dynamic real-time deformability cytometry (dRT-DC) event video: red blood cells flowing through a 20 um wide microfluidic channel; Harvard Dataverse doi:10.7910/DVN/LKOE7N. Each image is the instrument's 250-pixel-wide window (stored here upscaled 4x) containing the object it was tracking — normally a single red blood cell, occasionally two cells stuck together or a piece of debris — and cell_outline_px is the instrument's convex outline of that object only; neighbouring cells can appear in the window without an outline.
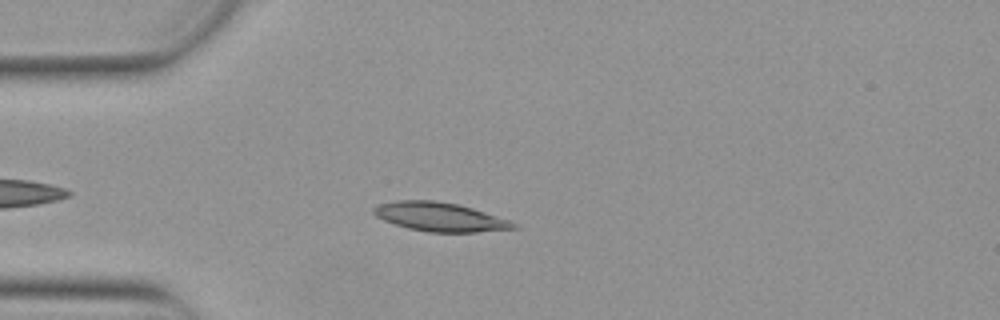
{"species": "Egyptian fruit bat (a non-hibernating species)", "species_latin": "Rousettus aegyptiacus", "temperature_condition": "warm", "stored_images_in_passage": 38, "camera_frame_rate_fps": 3000, "um_per_image_px": 0.085, "animal": {"sex": "female"}, "frame": {"image": 1, "passage_image": 7, "time_ms": 2.0, "image_size_px": [1000, 320], "cell_outline_px": [[520, 228], [476, 232], [428, 232], [408, 228], [384, 220], [376, 216], [372, 212], [372, 208], [380, 204], [396, 200], [432, 200], [456, 204], [472, 208], [512, 220], [520, 224]], "centroid_in_image_um": [37.45, 18.44], "position_along_channel_um": 47.5, "area_um2": 23.64}}
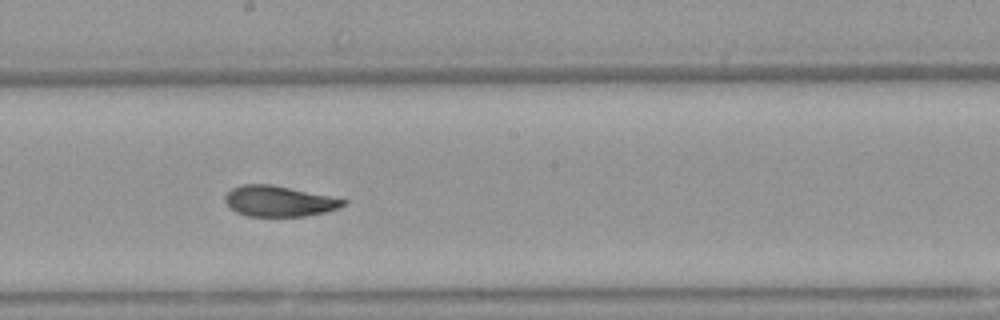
{"frame": {"image": 2, "passage_image": 22, "time_ms": 7.0, "image_size_px": [1000, 320], "cell_outline_px": [[348, 204], [340, 208], [324, 212], [304, 216], [248, 216], [236, 212], [224, 200], [224, 196], [232, 188], [244, 184], [272, 184], [348, 200]], "centroid_in_image_um": [23.73, 17.1], "position_along_channel_um": 224.5, "area_um2": 21.04}}
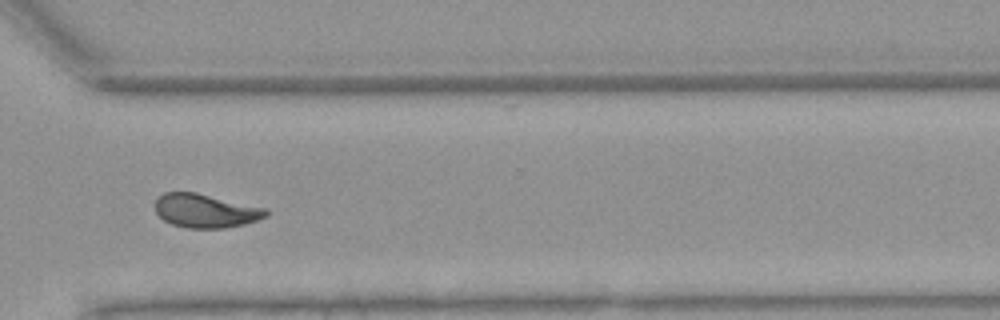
{"frame": {"image": 3, "passage_image": 32, "time_ms": 10.333, "image_size_px": [1000, 320], "cell_outline_px": [[268, 216], [244, 224], [224, 228], [188, 228], [172, 224], [164, 220], [156, 212], [156, 200], [164, 192], [196, 192], [268, 208]], "centroid_in_image_um": [17.5, 17.91], "position_along_channel_um": 353.1, "area_um2": 21.79}, "authors_computed_cell_mechanics": {"area_um2": 21.964, "velocity_mm_per_s": 3.8598, "shape_relaxation_time_tau1_ms": 5.4684, "shape_relaxation_time_tau2_ms": 2.2608, "deformation_change_tau1": 0.1717, "deformation_change_tau2": 0.0698}}